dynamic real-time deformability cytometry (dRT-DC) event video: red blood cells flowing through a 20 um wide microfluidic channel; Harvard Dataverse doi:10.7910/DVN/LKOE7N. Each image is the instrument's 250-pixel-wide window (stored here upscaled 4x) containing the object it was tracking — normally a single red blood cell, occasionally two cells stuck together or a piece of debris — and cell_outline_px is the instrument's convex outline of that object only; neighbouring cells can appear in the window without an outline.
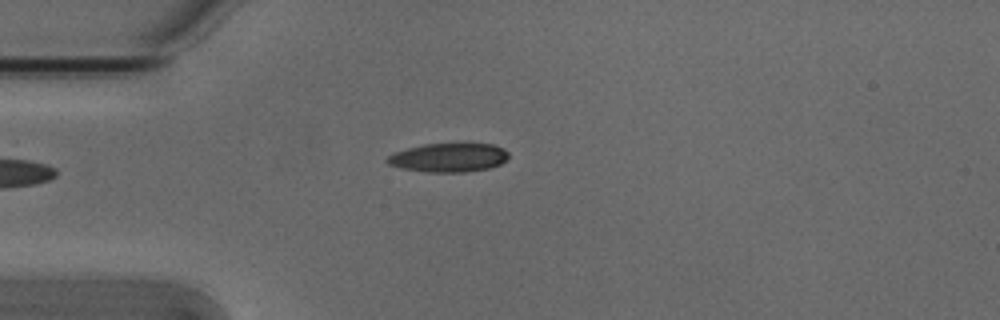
{"species": "Egyptian fruit bat (a non-hibernating species)", "species_latin": "Rousettus aegyptiacus", "temperature_condition": "cold", "stored_images_in_passage": 4, "camera_frame_rate_fps": 3000, "um_per_image_px": 0.085, "animal": {"sex": "male"}, "frame": {"image": 1, "passage_image": 4, "time_ms": 1.0, "image_size_px": [1000, 320], "cell_outline_px": [[508, 160], [500, 164], [488, 168], [464, 172], [428, 172], [400, 168], [388, 164], [384, 160], [392, 152], [424, 144], [492, 144], [504, 148], [508, 152]], "centroid_in_image_um": [38.12, 13.39], "position_along_channel_um": 46.9, "area_um2": 20.46}}